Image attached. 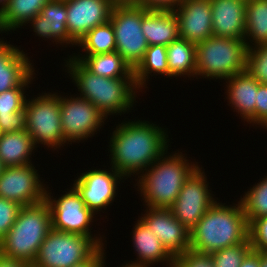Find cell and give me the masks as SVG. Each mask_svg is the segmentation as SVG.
<instances>
[{
  "instance_id": "obj_1",
  "label": "cell",
  "mask_w": 267,
  "mask_h": 267,
  "mask_svg": "<svg viewBox=\"0 0 267 267\" xmlns=\"http://www.w3.org/2000/svg\"><path fill=\"white\" fill-rule=\"evenodd\" d=\"M164 129L159 124L139 119L117 125L108 146L110 166L126 179L131 175L136 177L134 174L139 176L169 150L170 139Z\"/></svg>"
},
{
  "instance_id": "obj_2",
  "label": "cell",
  "mask_w": 267,
  "mask_h": 267,
  "mask_svg": "<svg viewBox=\"0 0 267 267\" xmlns=\"http://www.w3.org/2000/svg\"><path fill=\"white\" fill-rule=\"evenodd\" d=\"M65 63V72L77 86L79 97L90 101L106 118L108 115H124L134 108L136 93L140 92L134 78L112 79L96 75L71 55Z\"/></svg>"
},
{
  "instance_id": "obj_3",
  "label": "cell",
  "mask_w": 267,
  "mask_h": 267,
  "mask_svg": "<svg viewBox=\"0 0 267 267\" xmlns=\"http://www.w3.org/2000/svg\"><path fill=\"white\" fill-rule=\"evenodd\" d=\"M225 205L215 202L190 230V249L212 254L249 239L248 221L241 201Z\"/></svg>"
},
{
  "instance_id": "obj_4",
  "label": "cell",
  "mask_w": 267,
  "mask_h": 267,
  "mask_svg": "<svg viewBox=\"0 0 267 267\" xmlns=\"http://www.w3.org/2000/svg\"><path fill=\"white\" fill-rule=\"evenodd\" d=\"M167 153L168 151L135 180L142 201L149 208L169 209L183 184L199 167L197 162H188L190 160L185 157L187 154L179 151L172 155Z\"/></svg>"
},
{
  "instance_id": "obj_5",
  "label": "cell",
  "mask_w": 267,
  "mask_h": 267,
  "mask_svg": "<svg viewBox=\"0 0 267 267\" xmlns=\"http://www.w3.org/2000/svg\"><path fill=\"white\" fill-rule=\"evenodd\" d=\"M51 229V210L46 201L23 206L9 232L0 240V254L32 265Z\"/></svg>"
},
{
  "instance_id": "obj_6",
  "label": "cell",
  "mask_w": 267,
  "mask_h": 267,
  "mask_svg": "<svg viewBox=\"0 0 267 267\" xmlns=\"http://www.w3.org/2000/svg\"><path fill=\"white\" fill-rule=\"evenodd\" d=\"M248 47L244 39L211 36L196 44V79L224 81L246 70Z\"/></svg>"
},
{
  "instance_id": "obj_7",
  "label": "cell",
  "mask_w": 267,
  "mask_h": 267,
  "mask_svg": "<svg viewBox=\"0 0 267 267\" xmlns=\"http://www.w3.org/2000/svg\"><path fill=\"white\" fill-rule=\"evenodd\" d=\"M36 97L26 100L25 103L26 131L36 148L42 144L52 150L60 149L66 142L61 126L59 95L55 92H42Z\"/></svg>"
},
{
  "instance_id": "obj_8",
  "label": "cell",
  "mask_w": 267,
  "mask_h": 267,
  "mask_svg": "<svg viewBox=\"0 0 267 267\" xmlns=\"http://www.w3.org/2000/svg\"><path fill=\"white\" fill-rule=\"evenodd\" d=\"M100 246L89 237L51 229L32 267H72L90 258Z\"/></svg>"
},
{
  "instance_id": "obj_9",
  "label": "cell",
  "mask_w": 267,
  "mask_h": 267,
  "mask_svg": "<svg viewBox=\"0 0 267 267\" xmlns=\"http://www.w3.org/2000/svg\"><path fill=\"white\" fill-rule=\"evenodd\" d=\"M149 10L139 5L113 6L109 21L113 25L116 51L134 69L143 59L148 43L142 32V18Z\"/></svg>"
},
{
  "instance_id": "obj_10",
  "label": "cell",
  "mask_w": 267,
  "mask_h": 267,
  "mask_svg": "<svg viewBox=\"0 0 267 267\" xmlns=\"http://www.w3.org/2000/svg\"><path fill=\"white\" fill-rule=\"evenodd\" d=\"M68 192L58 199L51 196L46 188L45 201L51 210L52 229L67 233H77L92 238L100 247L104 246L103 238L91 233V223L95 214L85 205L80 193L72 185ZM53 197V198H52Z\"/></svg>"
},
{
  "instance_id": "obj_11",
  "label": "cell",
  "mask_w": 267,
  "mask_h": 267,
  "mask_svg": "<svg viewBox=\"0 0 267 267\" xmlns=\"http://www.w3.org/2000/svg\"><path fill=\"white\" fill-rule=\"evenodd\" d=\"M59 101L61 126L66 144L88 140L95 132L100 131L108 119L90 101L79 95H59Z\"/></svg>"
},
{
  "instance_id": "obj_12",
  "label": "cell",
  "mask_w": 267,
  "mask_h": 267,
  "mask_svg": "<svg viewBox=\"0 0 267 267\" xmlns=\"http://www.w3.org/2000/svg\"><path fill=\"white\" fill-rule=\"evenodd\" d=\"M198 167L183 184L173 205V216L191 230L217 201L214 199L205 171ZM211 192V193H210Z\"/></svg>"
},
{
  "instance_id": "obj_13",
  "label": "cell",
  "mask_w": 267,
  "mask_h": 267,
  "mask_svg": "<svg viewBox=\"0 0 267 267\" xmlns=\"http://www.w3.org/2000/svg\"><path fill=\"white\" fill-rule=\"evenodd\" d=\"M37 171L33 164L4 167L0 174V197L22 207L45 201L47 187Z\"/></svg>"
},
{
  "instance_id": "obj_14",
  "label": "cell",
  "mask_w": 267,
  "mask_h": 267,
  "mask_svg": "<svg viewBox=\"0 0 267 267\" xmlns=\"http://www.w3.org/2000/svg\"><path fill=\"white\" fill-rule=\"evenodd\" d=\"M73 186L80 193L85 205L96 215L102 209H107L113 203L120 181L126 179L113 167L90 169L76 177Z\"/></svg>"
},
{
  "instance_id": "obj_15",
  "label": "cell",
  "mask_w": 267,
  "mask_h": 267,
  "mask_svg": "<svg viewBox=\"0 0 267 267\" xmlns=\"http://www.w3.org/2000/svg\"><path fill=\"white\" fill-rule=\"evenodd\" d=\"M144 212L139 219L160 239L173 257L190 249V230L173 216L170 209L147 207Z\"/></svg>"
},
{
  "instance_id": "obj_16",
  "label": "cell",
  "mask_w": 267,
  "mask_h": 267,
  "mask_svg": "<svg viewBox=\"0 0 267 267\" xmlns=\"http://www.w3.org/2000/svg\"><path fill=\"white\" fill-rule=\"evenodd\" d=\"M69 36L78 43L90 30L109 21L111 0H65Z\"/></svg>"
},
{
  "instance_id": "obj_17",
  "label": "cell",
  "mask_w": 267,
  "mask_h": 267,
  "mask_svg": "<svg viewBox=\"0 0 267 267\" xmlns=\"http://www.w3.org/2000/svg\"><path fill=\"white\" fill-rule=\"evenodd\" d=\"M173 12L178 19L179 38L198 44L212 36L210 0H182Z\"/></svg>"
},
{
  "instance_id": "obj_18",
  "label": "cell",
  "mask_w": 267,
  "mask_h": 267,
  "mask_svg": "<svg viewBox=\"0 0 267 267\" xmlns=\"http://www.w3.org/2000/svg\"><path fill=\"white\" fill-rule=\"evenodd\" d=\"M67 7L65 0H49L40 13L32 18L33 31L43 40H52L56 44L67 47L69 44L76 47V42L69 36L66 26ZM67 45V46H66Z\"/></svg>"
},
{
  "instance_id": "obj_19",
  "label": "cell",
  "mask_w": 267,
  "mask_h": 267,
  "mask_svg": "<svg viewBox=\"0 0 267 267\" xmlns=\"http://www.w3.org/2000/svg\"><path fill=\"white\" fill-rule=\"evenodd\" d=\"M212 35L244 39L247 0H210Z\"/></svg>"
},
{
  "instance_id": "obj_20",
  "label": "cell",
  "mask_w": 267,
  "mask_h": 267,
  "mask_svg": "<svg viewBox=\"0 0 267 267\" xmlns=\"http://www.w3.org/2000/svg\"><path fill=\"white\" fill-rule=\"evenodd\" d=\"M18 48L7 41L0 42V93L19 87L35 73L30 58Z\"/></svg>"
},
{
  "instance_id": "obj_21",
  "label": "cell",
  "mask_w": 267,
  "mask_h": 267,
  "mask_svg": "<svg viewBox=\"0 0 267 267\" xmlns=\"http://www.w3.org/2000/svg\"><path fill=\"white\" fill-rule=\"evenodd\" d=\"M227 80V81H226ZM228 103L234 111L240 113L241 119L245 123L255 124V102L257 89L260 84L246 70L226 79Z\"/></svg>"
},
{
  "instance_id": "obj_22",
  "label": "cell",
  "mask_w": 267,
  "mask_h": 267,
  "mask_svg": "<svg viewBox=\"0 0 267 267\" xmlns=\"http://www.w3.org/2000/svg\"><path fill=\"white\" fill-rule=\"evenodd\" d=\"M34 74L19 87L0 93V130L2 133L26 130L24 107L27 98L24 94L25 89L35 78Z\"/></svg>"
},
{
  "instance_id": "obj_23",
  "label": "cell",
  "mask_w": 267,
  "mask_h": 267,
  "mask_svg": "<svg viewBox=\"0 0 267 267\" xmlns=\"http://www.w3.org/2000/svg\"><path fill=\"white\" fill-rule=\"evenodd\" d=\"M136 222L132 231V242L138 258L134 263L151 266L158 262L164 265L165 262L166 266L173 267L174 257L160 239L140 219Z\"/></svg>"
},
{
  "instance_id": "obj_24",
  "label": "cell",
  "mask_w": 267,
  "mask_h": 267,
  "mask_svg": "<svg viewBox=\"0 0 267 267\" xmlns=\"http://www.w3.org/2000/svg\"><path fill=\"white\" fill-rule=\"evenodd\" d=\"M142 32L148 46H168L179 38L178 19L171 10H149L142 18Z\"/></svg>"
},
{
  "instance_id": "obj_25",
  "label": "cell",
  "mask_w": 267,
  "mask_h": 267,
  "mask_svg": "<svg viewBox=\"0 0 267 267\" xmlns=\"http://www.w3.org/2000/svg\"><path fill=\"white\" fill-rule=\"evenodd\" d=\"M35 148L33 139L26 130L2 133L0 138V161L4 167L32 164L30 157Z\"/></svg>"
},
{
  "instance_id": "obj_26",
  "label": "cell",
  "mask_w": 267,
  "mask_h": 267,
  "mask_svg": "<svg viewBox=\"0 0 267 267\" xmlns=\"http://www.w3.org/2000/svg\"><path fill=\"white\" fill-rule=\"evenodd\" d=\"M72 57L96 75L112 79L134 78L133 69L117 51L97 55L74 53Z\"/></svg>"
},
{
  "instance_id": "obj_27",
  "label": "cell",
  "mask_w": 267,
  "mask_h": 267,
  "mask_svg": "<svg viewBox=\"0 0 267 267\" xmlns=\"http://www.w3.org/2000/svg\"><path fill=\"white\" fill-rule=\"evenodd\" d=\"M167 49L169 77H196V44L178 38Z\"/></svg>"
},
{
  "instance_id": "obj_28",
  "label": "cell",
  "mask_w": 267,
  "mask_h": 267,
  "mask_svg": "<svg viewBox=\"0 0 267 267\" xmlns=\"http://www.w3.org/2000/svg\"><path fill=\"white\" fill-rule=\"evenodd\" d=\"M49 0H8L0 11V22L4 32L15 31L37 16Z\"/></svg>"
},
{
  "instance_id": "obj_29",
  "label": "cell",
  "mask_w": 267,
  "mask_h": 267,
  "mask_svg": "<svg viewBox=\"0 0 267 267\" xmlns=\"http://www.w3.org/2000/svg\"><path fill=\"white\" fill-rule=\"evenodd\" d=\"M151 73L156 76L159 74L169 77L166 46L159 44L148 46L143 59L133 69L135 84L139 91L142 92L141 89L147 88L148 84L146 83H148Z\"/></svg>"
},
{
  "instance_id": "obj_30",
  "label": "cell",
  "mask_w": 267,
  "mask_h": 267,
  "mask_svg": "<svg viewBox=\"0 0 267 267\" xmlns=\"http://www.w3.org/2000/svg\"><path fill=\"white\" fill-rule=\"evenodd\" d=\"M244 40L248 48L267 43V0H247Z\"/></svg>"
},
{
  "instance_id": "obj_31",
  "label": "cell",
  "mask_w": 267,
  "mask_h": 267,
  "mask_svg": "<svg viewBox=\"0 0 267 267\" xmlns=\"http://www.w3.org/2000/svg\"><path fill=\"white\" fill-rule=\"evenodd\" d=\"M76 46H80L86 55H97L116 51V39L110 21L90 30Z\"/></svg>"
},
{
  "instance_id": "obj_32",
  "label": "cell",
  "mask_w": 267,
  "mask_h": 267,
  "mask_svg": "<svg viewBox=\"0 0 267 267\" xmlns=\"http://www.w3.org/2000/svg\"><path fill=\"white\" fill-rule=\"evenodd\" d=\"M248 223L255 218L267 216V176L239 198Z\"/></svg>"
},
{
  "instance_id": "obj_33",
  "label": "cell",
  "mask_w": 267,
  "mask_h": 267,
  "mask_svg": "<svg viewBox=\"0 0 267 267\" xmlns=\"http://www.w3.org/2000/svg\"><path fill=\"white\" fill-rule=\"evenodd\" d=\"M252 250L249 239L238 245L226 247L211 254L214 267H239Z\"/></svg>"
},
{
  "instance_id": "obj_34",
  "label": "cell",
  "mask_w": 267,
  "mask_h": 267,
  "mask_svg": "<svg viewBox=\"0 0 267 267\" xmlns=\"http://www.w3.org/2000/svg\"><path fill=\"white\" fill-rule=\"evenodd\" d=\"M246 71L258 82L267 83V43L248 48Z\"/></svg>"
},
{
  "instance_id": "obj_35",
  "label": "cell",
  "mask_w": 267,
  "mask_h": 267,
  "mask_svg": "<svg viewBox=\"0 0 267 267\" xmlns=\"http://www.w3.org/2000/svg\"><path fill=\"white\" fill-rule=\"evenodd\" d=\"M248 230L252 250L267 252V216L252 219L248 223Z\"/></svg>"
},
{
  "instance_id": "obj_36",
  "label": "cell",
  "mask_w": 267,
  "mask_h": 267,
  "mask_svg": "<svg viewBox=\"0 0 267 267\" xmlns=\"http://www.w3.org/2000/svg\"><path fill=\"white\" fill-rule=\"evenodd\" d=\"M173 267H214L211 254L188 249L174 257Z\"/></svg>"
},
{
  "instance_id": "obj_37",
  "label": "cell",
  "mask_w": 267,
  "mask_h": 267,
  "mask_svg": "<svg viewBox=\"0 0 267 267\" xmlns=\"http://www.w3.org/2000/svg\"><path fill=\"white\" fill-rule=\"evenodd\" d=\"M18 203L0 197V240L9 232L20 211Z\"/></svg>"
},
{
  "instance_id": "obj_38",
  "label": "cell",
  "mask_w": 267,
  "mask_h": 267,
  "mask_svg": "<svg viewBox=\"0 0 267 267\" xmlns=\"http://www.w3.org/2000/svg\"><path fill=\"white\" fill-rule=\"evenodd\" d=\"M267 129V83H260L255 102V126Z\"/></svg>"
},
{
  "instance_id": "obj_39",
  "label": "cell",
  "mask_w": 267,
  "mask_h": 267,
  "mask_svg": "<svg viewBox=\"0 0 267 267\" xmlns=\"http://www.w3.org/2000/svg\"><path fill=\"white\" fill-rule=\"evenodd\" d=\"M182 0H142L139 6L148 10L173 11Z\"/></svg>"
},
{
  "instance_id": "obj_40",
  "label": "cell",
  "mask_w": 267,
  "mask_h": 267,
  "mask_svg": "<svg viewBox=\"0 0 267 267\" xmlns=\"http://www.w3.org/2000/svg\"><path fill=\"white\" fill-rule=\"evenodd\" d=\"M104 247H100L90 258L72 267H102L104 259Z\"/></svg>"
},
{
  "instance_id": "obj_41",
  "label": "cell",
  "mask_w": 267,
  "mask_h": 267,
  "mask_svg": "<svg viewBox=\"0 0 267 267\" xmlns=\"http://www.w3.org/2000/svg\"><path fill=\"white\" fill-rule=\"evenodd\" d=\"M239 267H260L259 266V252L251 250L242 261Z\"/></svg>"
},
{
  "instance_id": "obj_42",
  "label": "cell",
  "mask_w": 267,
  "mask_h": 267,
  "mask_svg": "<svg viewBox=\"0 0 267 267\" xmlns=\"http://www.w3.org/2000/svg\"><path fill=\"white\" fill-rule=\"evenodd\" d=\"M0 267H32V266L23 261L8 258L0 254Z\"/></svg>"
},
{
  "instance_id": "obj_43",
  "label": "cell",
  "mask_w": 267,
  "mask_h": 267,
  "mask_svg": "<svg viewBox=\"0 0 267 267\" xmlns=\"http://www.w3.org/2000/svg\"><path fill=\"white\" fill-rule=\"evenodd\" d=\"M142 0H111L113 6L140 5Z\"/></svg>"
},
{
  "instance_id": "obj_44",
  "label": "cell",
  "mask_w": 267,
  "mask_h": 267,
  "mask_svg": "<svg viewBox=\"0 0 267 267\" xmlns=\"http://www.w3.org/2000/svg\"><path fill=\"white\" fill-rule=\"evenodd\" d=\"M259 266L267 267V252H259Z\"/></svg>"
},
{
  "instance_id": "obj_45",
  "label": "cell",
  "mask_w": 267,
  "mask_h": 267,
  "mask_svg": "<svg viewBox=\"0 0 267 267\" xmlns=\"http://www.w3.org/2000/svg\"><path fill=\"white\" fill-rule=\"evenodd\" d=\"M132 262V263H131ZM129 261V263H125L124 265H122V267H149V266H146V265H141V264H136L134 263V261ZM106 263H105V259H104V262H103V265L102 267H105Z\"/></svg>"
},
{
  "instance_id": "obj_46",
  "label": "cell",
  "mask_w": 267,
  "mask_h": 267,
  "mask_svg": "<svg viewBox=\"0 0 267 267\" xmlns=\"http://www.w3.org/2000/svg\"><path fill=\"white\" fill-rule=\"evenodd\" d=\"M7 2H8V0H0V11L5 7Z\"/></svg>"
},
{
  "instance_id": "obj_47",
  "label": "cell",
  "mask_w": 267,
  "mask_h": 267,
  "mask_svg": "<svg viewBox=\"0 0 267 267\" xmlns=\"http://www.w3.org/2000/svg\"><path fill=\"white\" fill-rule=\"evenodd\" d=\"M1 33H5V32H4V30L2 29L1 22H0V34H1ZM2 40H4V39L1 38V39H0V42H1Z\"/></svg>"
},
{
  "instance_id": "obj_48",
  "label": "cell",
  "mask_w": 267,
  "mask_h": 267,
  "mask_svg": "<svg viewBox=\"0 0 267 267\" xmlns=\"http://www.w3.org/2000/svg\"><path fill=\"white\" fill-rule=\"evenodd\" d=\"M3 168H4V166L2 165V163L0 161V174H1L2 170H3Z\"/></svg>"
}]
</instances>
